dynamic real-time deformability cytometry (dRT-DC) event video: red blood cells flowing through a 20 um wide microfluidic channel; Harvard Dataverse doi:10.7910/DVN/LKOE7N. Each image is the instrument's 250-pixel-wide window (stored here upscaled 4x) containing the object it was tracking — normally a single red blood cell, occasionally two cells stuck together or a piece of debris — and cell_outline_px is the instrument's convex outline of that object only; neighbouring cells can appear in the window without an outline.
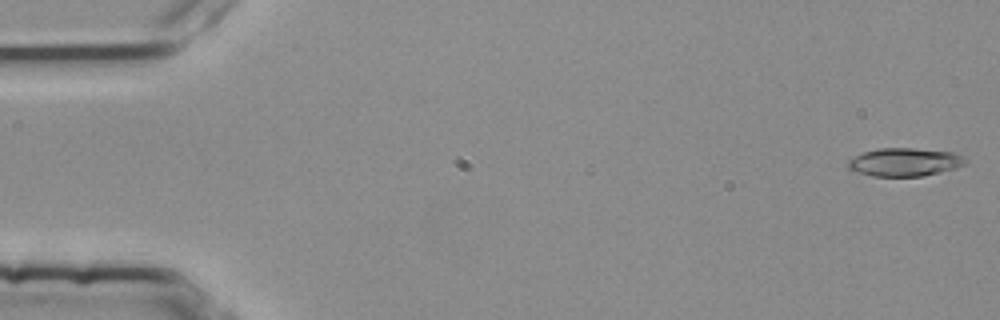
{"species": "common noctule bat (a hibernating species)", "species_latin": "Nyctalus noctula", "temperature_condition": "room temperature", "stored_images_in_passage": 54, "camera_frame_rate_fps": 3000, "um_per_image_px": 0.085, "animal": {"sex": "female", "body_mass_g": 25.1}, "frame": {"image": 1, "passage_image": 1, "time_ms": 0.0, "image_size_px": [1000, 320], "cell_outline_px": [[968, 164], [956, 168], [924, 176], [872, 176], [856, 172], [848, 168], [848, 160], [852, 156], [864, 152], [880, 148], [916, 148], [952, 152], [968, 160]], "centroid_in_image_um": [76.89, 13.78], "position_along_channel_um": 8.1, "area_um2": 19.42}}
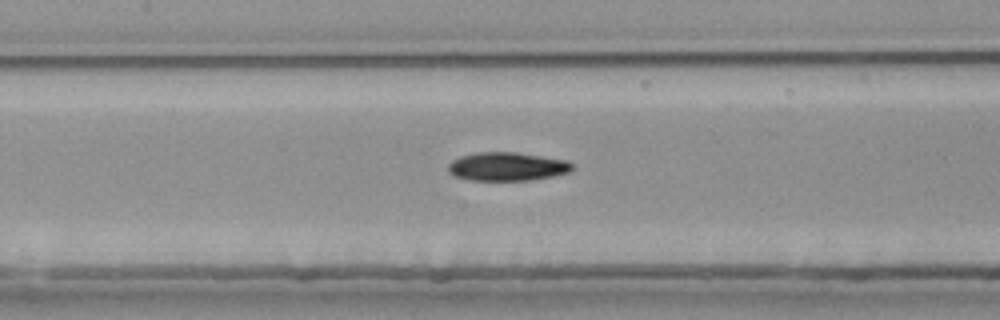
{"frame": {"image": 2, "passage_image": 25, "time_ms": 8.0, "image_size_px": [1000, 320], "cell_outline_px": [[576, 168], [572, 172], [552, 176], [528, 180], [468, 180], [456, 176], [448, 172], [448, 164], [452, 160], [460, 156], [476, 152], [516, 152], [568, 160]], "centroid_in_image_um": [43.13, 14.15], "position_along_channel_um": 164.3, "area_um2": 20.81}}
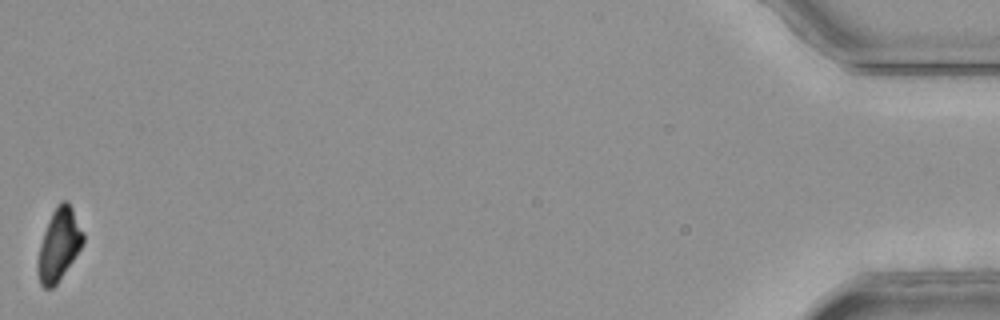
{"frame": {"image": 3, "passage_image": 54, "time_ms": 17.667, "image_size_px": [1000, 320], "cell_outline_px": [[84, 240], [80, 248], [56, 284], [52, 288], [44, 288], [40, 284], [36, 272], [36, 264], [40, 244], [48, 220], [52, 212], [60, 200], [68, 200], [84, 232]], "centroid_in_image_um": [4.98, 20.78], "position_along_channel_um": 430.2, "area_um2": 18.96}, "authors_computed_cell_mechanics": {"area_um2": 20.3456, "velocity_mm_per_s": 3.8023, "shape_relaxation_time_tau1_ms": 7.6192, "shape_relaxation_time_tau2_ms": 8.4382, "deformation_change_tau1": 0.2175, "deformation_change_tau2": 0.1643}}